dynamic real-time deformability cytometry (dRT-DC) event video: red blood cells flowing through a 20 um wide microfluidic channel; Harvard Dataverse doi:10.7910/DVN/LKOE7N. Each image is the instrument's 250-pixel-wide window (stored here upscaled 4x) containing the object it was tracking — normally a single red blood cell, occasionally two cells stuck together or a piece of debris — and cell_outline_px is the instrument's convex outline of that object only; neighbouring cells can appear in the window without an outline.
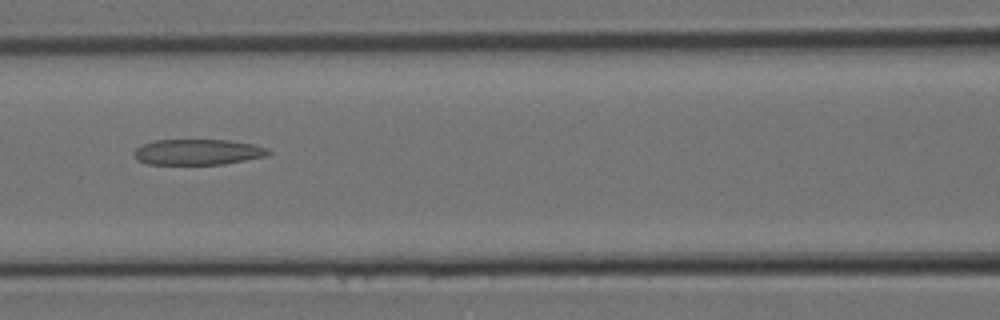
{"species": "Egyptian fruit bat (a non-hibernating species)", "species_latin": "Rousettus aegyptiacus", "temperature_condition": "room temperature", "stored_images_in_passage": 5, "camera_frame_rate_fps": 3000, "um_per_image_px": 0.085, "animal": {"sex": "female"}, "frame": {"image": 1, "passage_image": 4, "time_ms": 1.0, "image_size_px": [1000, 320], "cell_outline_px": [[272, 152], [268, 156], [224, 164], [148, 164], [136, 160], [132, 152], [140, 144], [156, 140], [228, 140], [252, 144], [268, 148]], "centroid_in_image_um": [16.79, 12.92], "position_along_channel_um": 149.8, "area_um2": 20.29}}
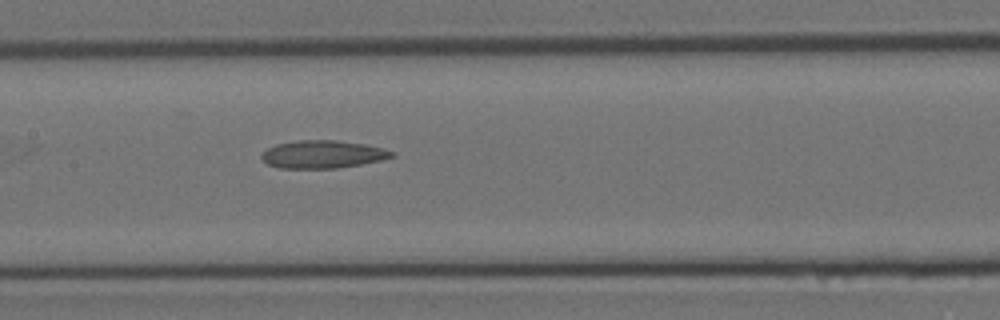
{"frame": {"image": 2, "passage_image": 5, "time_ms": 1.333, "image_size_px": [1000, 320], "cell_outline_px": [[396, 156], [380, 160], [360, 164], [336, 168], [280, 168], [268, 164], [260, 156], [268, 148], [276, 144], [296, 140], [336, 140], [364, 144], [384, 148], [396, 152]], "centroid_in_image_um": [27.46, 13.11], "position_along_channel_um": 179.9, "area_um2": 21.04}}